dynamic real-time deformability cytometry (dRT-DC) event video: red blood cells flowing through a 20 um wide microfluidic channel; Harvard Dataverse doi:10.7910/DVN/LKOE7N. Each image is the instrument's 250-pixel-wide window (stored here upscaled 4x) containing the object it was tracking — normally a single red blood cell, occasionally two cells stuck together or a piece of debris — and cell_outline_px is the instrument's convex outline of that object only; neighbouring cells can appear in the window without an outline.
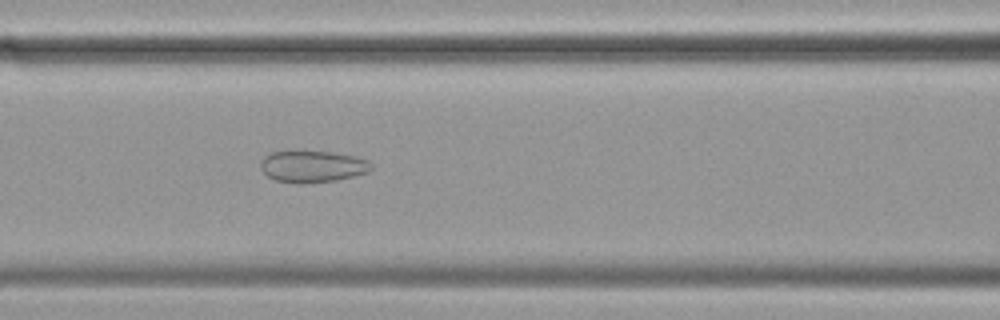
{"species": "common noctule bat (a hibernating species)", "species_latin": "Nyctalus noctula", "temperature_condition": "cold", "stored_images_in_passage": 51, "camera_frame_rate_fps": 3000, "um_per_image_px": 0.085, "animal": {"sex": "female", "body_mass_g": 19.9}, "frame": {"image": 1, "passage_image": 24, "time_ms": 7.667, "image_size_px": [1000, 320], "cell_outline_px": [[372, 168], [368, 172], [336, 180], [300, 184], [296, 184], [276, 180], [268, 176], [260, 168], [260, 164], [264, 156], [272, 152], [288, 148], [332, 152], [352, 156], [368, 160], [372, 164]], "centroid_in_image_um": [26.5, 14.11], "position_along_channel_um": 140.1, "area_um2": 21.04}}
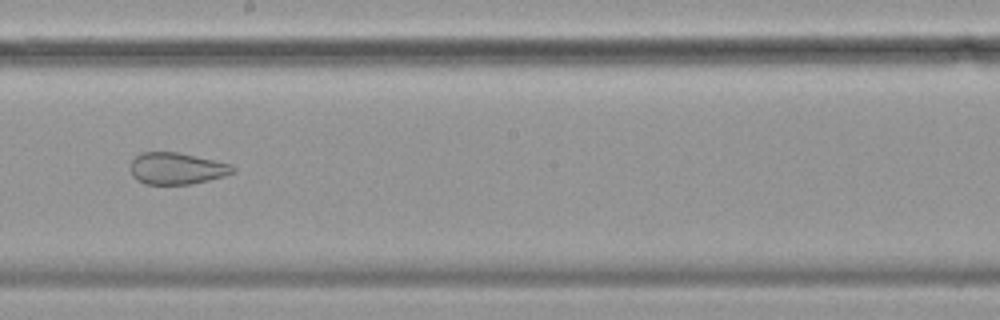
{"frame": {"image": 2, "passage_image": 32, "time_ms": 10.333, "image_size_px": [1000, 320], "cell_outline_px": [[236, 172], [224, 176], [208, 180], [188, 184], [144, 184], [136, 180], [132, 176], [132, 160], [140, 152], [180, 152], [232, 164], [236, 168]], "centroid_in_image_um": [15.05, 14.31], "position_along_channel_um": 233.2, "area_um2": 19.02}}
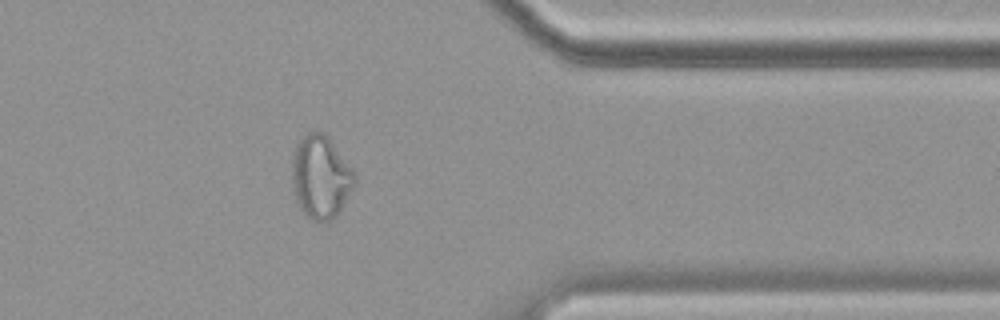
{"frame": {"image": 3, "passage_image": 46, "time_ms": 15.0, "image_size_px": [1000, 320], "cell_outline_px": [[356, 184], [340, 212], [328, 224], [312, 220], [304, 216], [296, 200], [292, 184], [292, 156], [296, 144], [308, 132], [324, 132], [328, 136], [352, 168], [356, 176]], "centroid_in_image_um": [27.27, 15.09], "position_along_channel_um": 384.1, "area_um2": 30.87}}